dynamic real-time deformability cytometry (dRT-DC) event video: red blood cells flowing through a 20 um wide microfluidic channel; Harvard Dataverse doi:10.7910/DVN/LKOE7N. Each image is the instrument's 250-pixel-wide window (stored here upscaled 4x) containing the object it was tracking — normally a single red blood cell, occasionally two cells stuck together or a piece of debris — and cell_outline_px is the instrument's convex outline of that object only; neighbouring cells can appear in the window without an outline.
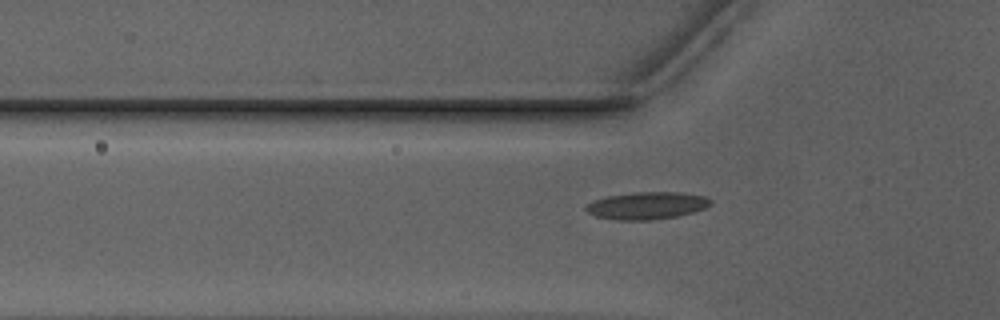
{"species": "Egyptian fruit bat (a non-hibernating species)", "species_latin": "Rousettus aegyptiacus", "temperature_condition": "warm", "stored_images_in_passage": 40, "camera_frame_rate_fps": 3000, "um_per_image_px": 0.085, "animal": {"sex": "male"}, "frame": {"image": 1, "passage_image": 10, "time_ms": 3.0, "image_size_px": [1000, 320], "cell_outline_px": [[712, 204], [696, 212], [676, 216], [652, 220], [616, 220], [596, 216], [588, 212], [584, 208], [592, 200], [608, 196], [632, 192], [680, 192], [704, 196], [712, 200]], "centroid_in_image_um": [55.0, 17.47], "position_along_channel_um": 70.8, "area_um2": 19.94}}
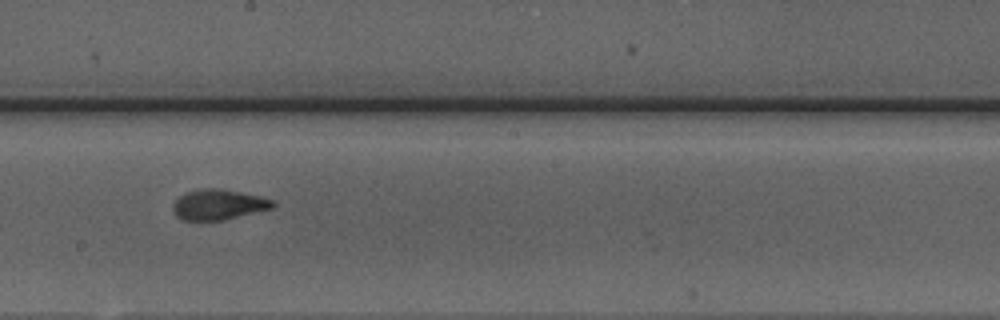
{"frame": {"image": 2, "passage_image": 22, "time_ms": 7.0, "image_size_px": [1000, 320], "cell_outline_px": [[276, 204], [272, 208], [224, 220], [200, 224], [184, 220], [176, 216], [172, 212], [172, 204], [184, 192], [200, 188], [220, 188], [260, 196], [276, 200]], "centroid_in_image_um": [18.51, 17.42], "position_along_channel_um": 229.7, "area_um2": 18.44}}
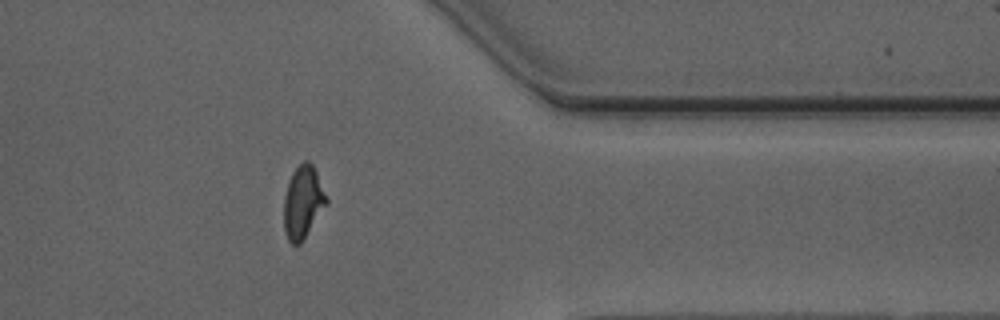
{"frame": {"image": 3, "passage_image": 35, "time_ms": 11.333, "image_size_px": [1000, 320], "cell_outline_px": [[328, 204], [300, 244], [292, 244], [288, 240], [284, 228], [284, 196], [288, 180], [292, 172], [304, 160], [308, 160], [312, 164], [316, 172], [328, 200]], "centroid_in_image_um": [25.74, 17.18], "position_along_channel_um": 385.7, "area_um2": 17.98}, "authors_computed_cell_mechanics": {"area_um2": 17.918, "velocity_mm_per_s": 3.961, "shape_relaxation_time_tau1_ms": 3.8874, "shape_relaxation_time_tau2_ms": 0.7662, "deformation_change_tau1": 0.1816, "deformation_change_tau2": 0.0627}}